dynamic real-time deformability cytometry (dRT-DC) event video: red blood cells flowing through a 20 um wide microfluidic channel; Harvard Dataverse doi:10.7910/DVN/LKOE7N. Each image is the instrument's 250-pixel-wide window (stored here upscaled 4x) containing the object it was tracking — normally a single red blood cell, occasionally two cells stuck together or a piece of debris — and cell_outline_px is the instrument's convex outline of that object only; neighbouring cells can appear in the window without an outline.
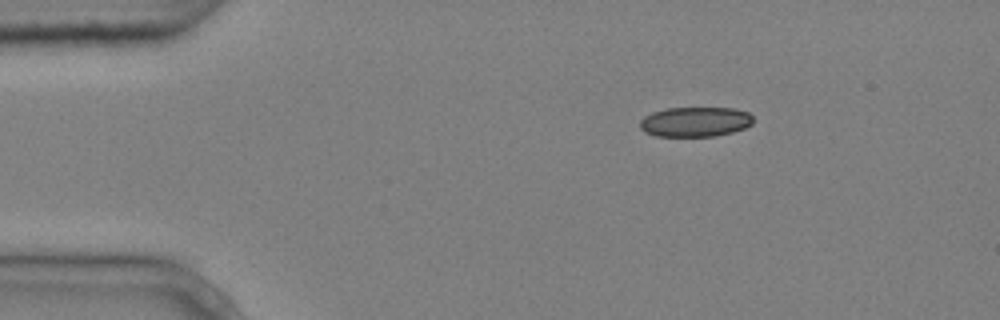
{"species": "common noctule bat (a hibernating species)", "species_latin": "Nyctalus noctula", "temperature_condition": "cold", "stored_images_in_passage": 3, "camera_frame_rate_fps": 3000, "um_per_image_px": 0.085, "animal": {"sex": "male", "body_mass_g": 20.4}, "frame": {"image": 1, "passage_image": 1, "time_ms": 0.0, "image_size_px": [1000, 320], "cell_outline_px": [[752, 124], [744, 128], [732, 132], [716, 136], [656, 136], [644, 132], [640, 128], [640, 120], [644, 116], [652, 112], [668, 108], [736, 108], [748, 112], [752, 116]], "centroid_in_image_um": [59.08, 10.35], "position_along_channel_um": 25.9, "area_um2": 19.77}}
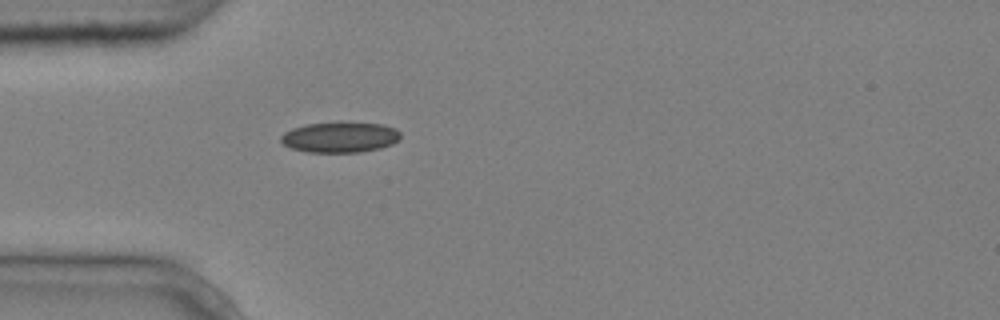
{"frame": {"image": 2, "passage_image": 3, "time_ms": 0.667, "image_size_px": [1000, 320], "cell_outline_px": [[400, 136], [392, 144], [380, 148], [360, 152], [308, 152], [292, 148], [284, 144], [280, 140], [280, 136], [284, 132], [292, 128], [308, 124], [340, 120], [384, 124], [396, 128], [400, 132]], "centroid_in_image_um": [28.91, 11.62], "position_along_channel_um": 56.1, "area_um2": 21.79}}